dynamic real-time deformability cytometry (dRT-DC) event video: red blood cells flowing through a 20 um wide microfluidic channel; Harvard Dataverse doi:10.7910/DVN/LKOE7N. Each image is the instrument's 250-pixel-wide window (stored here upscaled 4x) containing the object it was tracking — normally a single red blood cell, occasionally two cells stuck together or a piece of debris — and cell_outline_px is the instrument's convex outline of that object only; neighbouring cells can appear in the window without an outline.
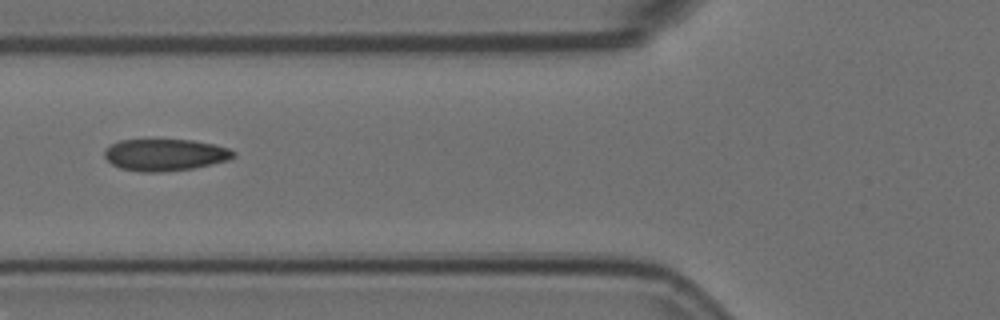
{"species": "Egyptian fruit bat (a non-hibernating species)", "species_latin": "Rousettus aegyptiacus", "temperature_condition": "room temperature", "stored_images_in_passage": 7, "camera_frame_rate_fps": 3000, "um_per_image_px": 0.085, "animal": {"sex": "female"}, "frame": {"image": 1, "passage_image": 2, "time_ms": 0.333, "image_size_px": [1000, 320], "cell_outline_px": [[236, 156], [228, 160], [192, 168], [160, 172], [140, 172], [120, 168], [112, 164], [104, 156], [104, 152], [112, 144], [120, 140], [192, 140], [212, 144], [228, 148], [236, 152]], "centroid_in_image_um": [14.03, 13.16], "position_along_channel_um": 111.8, "area_um2": 23.7}}
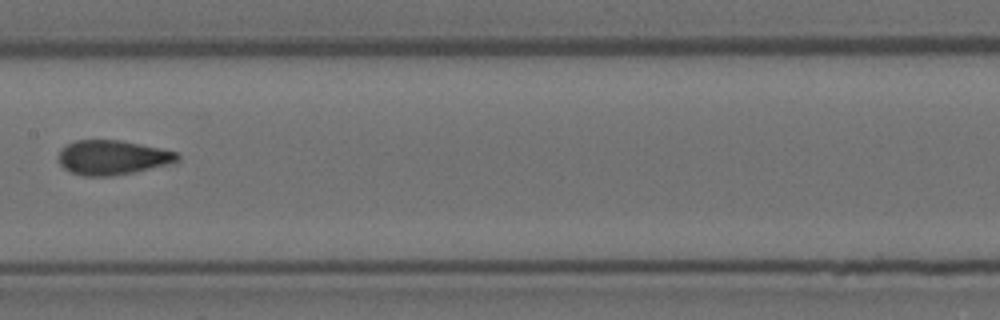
{"frame": {"image": 2, "passage_image": 4, "time_ms": 1.0, "image_size_px": [1000, 320], "cell_outline_px": [[180, 160], [132, 172], [112, 176], [84, 176], [68, 172], [60, 164], [60, 152], [68, 144], [76, 140], [120, 140], [160, 148], [176, 152], [180, 156]], "centroid_in_image_um": [9.53, 13.38], "position_along_channel_um": 197.9, "area_um2": 23.47}}
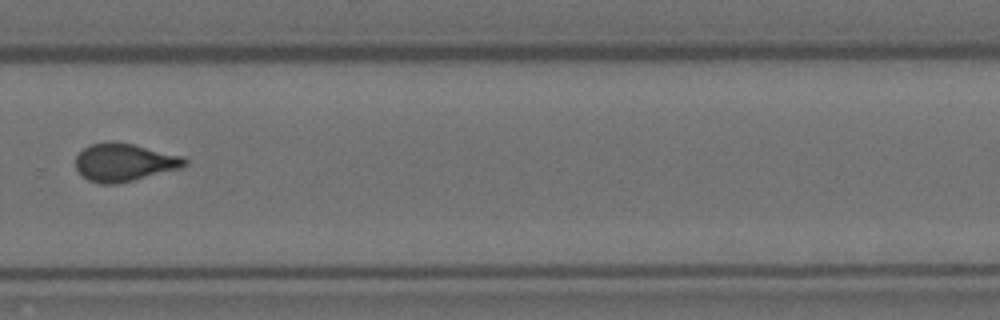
{"frame": {"image": 3, "passage_image": 7, "time_ms": 2.0, "image_size_px": [1000, 320], "cell_outline_px": [[188, 164], [184, 168], [116, 184], [100, 184], [88, 180], [76, 168], [76, 156], [84, 148], [92, 144], [112, 140], [116, 140], [184, 156], [188, 160]], "centroid_in_image_um": [10.61, 13.79], "position_along_channel_um": 319.2, "area_um2": 24.33}}